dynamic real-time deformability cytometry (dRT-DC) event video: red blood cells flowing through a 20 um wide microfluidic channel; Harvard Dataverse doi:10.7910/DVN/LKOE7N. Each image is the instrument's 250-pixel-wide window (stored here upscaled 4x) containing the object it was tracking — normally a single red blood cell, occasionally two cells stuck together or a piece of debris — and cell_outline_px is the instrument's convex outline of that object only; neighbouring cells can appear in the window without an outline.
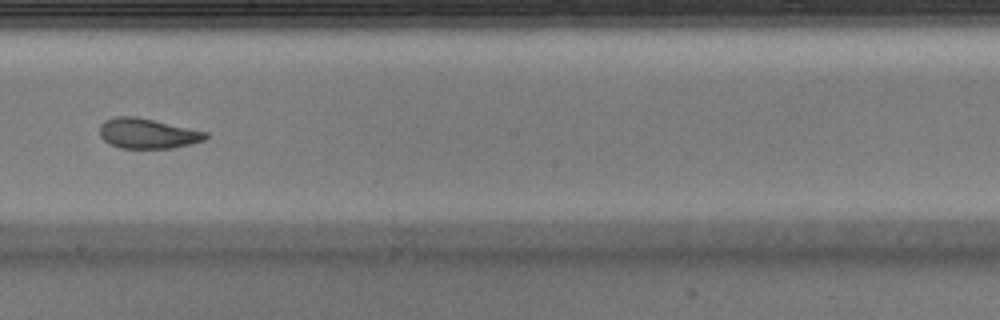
{"species": "Egyptian fruit bat (a non-hibernating species)", "species_latin": "Rousettus aegyptiacus", "temperature_condition": "warm", "stored_images_in_passage": 37, "camera_frame_rate_fps": 3000, "um_per_image_px": 0.085, "animal": {"sex": "male"}, "frame": {"image": 1, "passage_image": 16, "time_ms": 5.0, "image_size_px": [1000, 320], "cell_outline_px": [[208, 136], [204, 140], [192, 144], [172, 148], [120, 148], [108, 144], [100, 136], [100, 124], [104, 120], [116, 116], [136, 116], [208, 132]], "centroid_in_image_um": [12.53, 11.34], "position_along_channel_um": 235.7, "area_um2": 18.73}, "authors_computed_cell_mechanics": {"area_um2": 19.3052, "velocity_mm_per_s": 4.016, "shape_relaxation_time_tau1_ms": 3.3803, "shape_relaxation_time_tau2_ms": 2.2217, "deformation_change_tau1": 0.1688, "deformation_change_tau2": 0.0693}}